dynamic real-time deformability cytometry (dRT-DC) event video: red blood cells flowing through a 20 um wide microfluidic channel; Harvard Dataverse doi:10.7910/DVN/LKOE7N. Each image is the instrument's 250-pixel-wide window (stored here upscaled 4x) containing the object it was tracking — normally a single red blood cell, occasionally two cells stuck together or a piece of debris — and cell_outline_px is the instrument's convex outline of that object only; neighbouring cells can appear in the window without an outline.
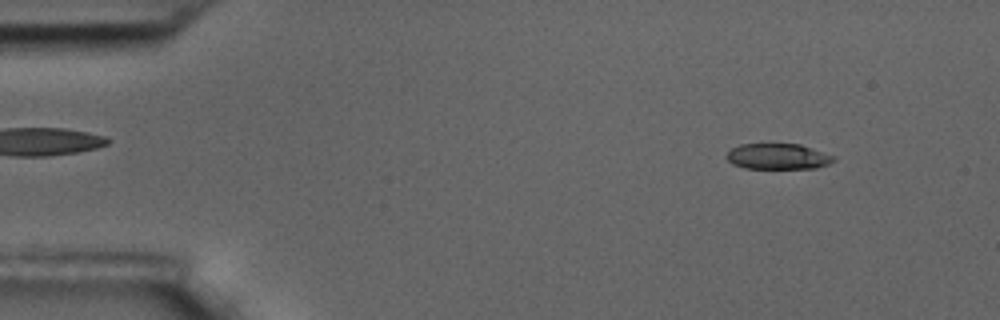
{"species": "common noctule bat (a hibernating species)", "species_latin": "Nyctalus noctula", "temperature_condition": "room temperature", "stored_images_in_passage": 17, "camera_frame_rate_fps": 3000, "um_per_image_px": 0.085, "animal": {"sex": "male", "body_mass_g": 17.5, "forearm_length_mm": 52.3}, "frame": {"image": 1, "passage_image": 5, "time_ms": 1.333, "image_size_px": [1000, 320], "cell_outline_px": [[836, 160], [828, 164], [816, 168], [744, 168], [732, 164], [724, 156], [732, 148], [740, 144], [800, 144], [836, 156]], "centroid_in_image_um": [66.13, 13.3], "position_along_channel_um": 18.9, "area_um2": 16.13}}
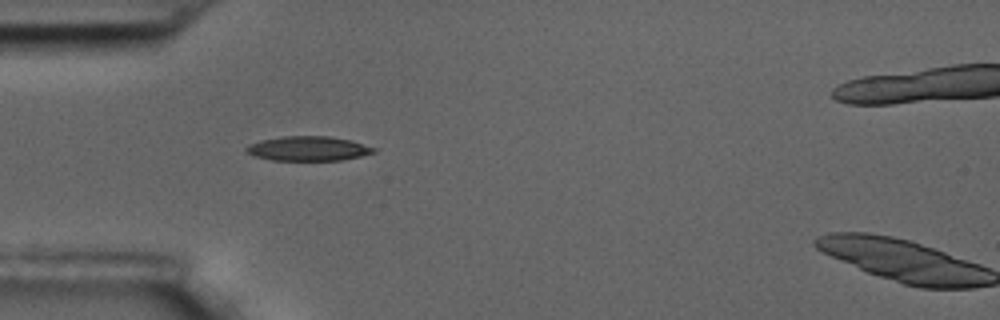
{"frame": {"image": 2, "passage_image": 16, "time_ms": 5.0, "image_size_px": [1000, 320], "cell_outline_px": [[376, 152], [360, 156], [340, 160], [272, 160], [256, 156], [244, 152], [244, 148], [248, 144], [260, 140], [284, 136], [328, 136], [352, 140], [376, 148]], "centroid_in_image_um": [26.18, 12.62], "position_along_channel_um": 58.8, "area_um2": 18.26}}